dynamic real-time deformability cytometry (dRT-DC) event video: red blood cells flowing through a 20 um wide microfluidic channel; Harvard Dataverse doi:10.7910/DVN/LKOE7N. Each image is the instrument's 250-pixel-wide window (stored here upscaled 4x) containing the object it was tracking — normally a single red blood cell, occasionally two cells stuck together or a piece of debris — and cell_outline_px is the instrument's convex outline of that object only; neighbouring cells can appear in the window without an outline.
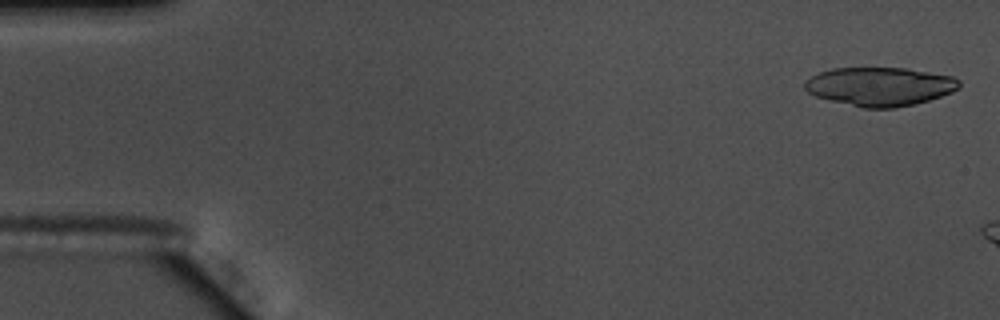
{"species": "common noctule bat (a hibernating species)", "species_latin": "Nyctalus noctula", "temperature_condition": "warm", "stored_images_in_passage": 8, "camera_frame_rate_fps": 3000, "um_per_image_px": 0.085, "animal": {"sex": "male", "body_mass_g": 17.5, "forearm_length_mm": 52.3}, "frame": {"image": 1, "passage_image": 2, "time_ms": 0.333, "image_size_px": [1000, 320], "cell_outline_px": [[960, 84], [952, 92], [916, 104], [896, 108], [864, 108], [816, 96], [808, 92], [804, 88], [804, 80], [820, 72], [832, 68], [904, 68], [952, 76], [960, 80]], "centroid_in_image_um": [74.77, 7.35], "position_along_channel_um": 10.2, "area_um2": 34.56}}